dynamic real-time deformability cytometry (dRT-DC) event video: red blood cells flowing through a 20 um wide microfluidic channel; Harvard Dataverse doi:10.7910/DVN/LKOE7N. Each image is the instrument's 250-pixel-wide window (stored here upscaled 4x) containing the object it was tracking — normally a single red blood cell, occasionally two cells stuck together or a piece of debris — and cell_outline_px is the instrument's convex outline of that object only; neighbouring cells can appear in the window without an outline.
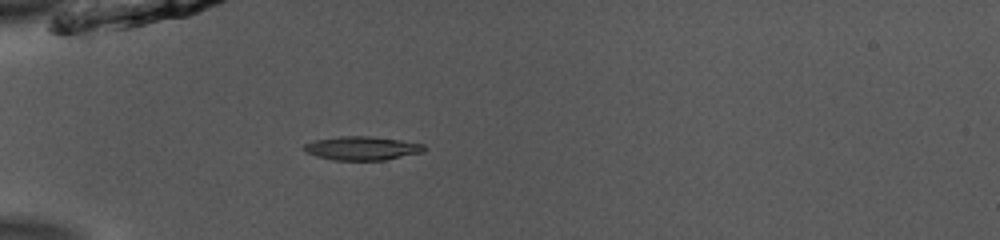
{"species": "common noctule bat (a hibernating species)", "species_latin": "Nyctalus noctula", "temperature_condition": "room temperature", "stored_images_in_passage": 33, "camera_frame_rate_fps": 3000, "um_per_image_px": 0.085, "animal": {"sex": "male", "body_mass_g": 13.0, "forearm_length_mm": 53.1}, "frame": {"image": 1, "passage_image": 1, "time_ms": 0.0, "image_size_px": [1000, 240], "cell_outline_px": [[428, 148], [424, 152], [384, 160], [332, 160], [316, 156], [304, 152], [300, 148], [304, 144], [316, 140], [340, 136], [368, 136], [400, 140], [424, 144]], "centroid_in_image_um": [30.76, 12.6], "position_along_channel_um": 54.2, "area_um2": 16.76}}
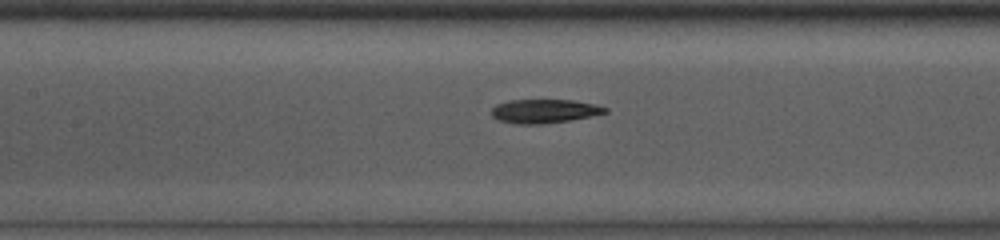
{"frame": {"image": 2, "passage_image": 10, "time_ms": 3.0, "image_size_px": [1000, 240], "cell_outline_px": [[608, 112], [568, 120], [540, 124], [516, 124], [500, 120], [492, 116], [492, 108], [496, 104], [508, 100], [572, 100], [592, 104], [608, 108]], "centroid_in_image_um": [46.22, 9.44], "position_along_channel_um": 161.2, "area_um2": 15.49}}
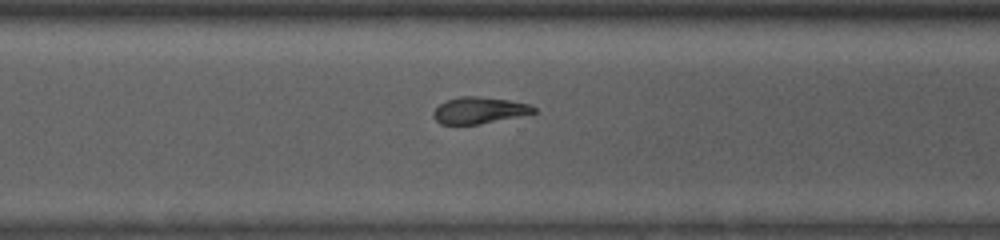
{"frame": {"image": 3, "passage_image": 23, "time_ms": 7.333, "image_size_px": [1000, 240], "cell_outline_px": [[536, 112], [480, 124], [440, 124], [432, 116], [432, 112], [444, 100], [460, 96], [476, 96], [508, 100], [528, 104], [536, 108]], "centroid_in_image_um": [40.67, 9.37], "position_along_channel_um": 329.9, "area_um2": 15.37}, "authors_computed_cell_mechanics": {"area_um2": 16.4152, "velocity_mm_per_s": 3.9094, "shape_relaxation_time_tau1_ms": 7.8636, "shape_relaxation_time_tau2_ms": 3.1266, "deformation_change_tau1": 0.1791, "deformation_change_tau2": 0.0934}}